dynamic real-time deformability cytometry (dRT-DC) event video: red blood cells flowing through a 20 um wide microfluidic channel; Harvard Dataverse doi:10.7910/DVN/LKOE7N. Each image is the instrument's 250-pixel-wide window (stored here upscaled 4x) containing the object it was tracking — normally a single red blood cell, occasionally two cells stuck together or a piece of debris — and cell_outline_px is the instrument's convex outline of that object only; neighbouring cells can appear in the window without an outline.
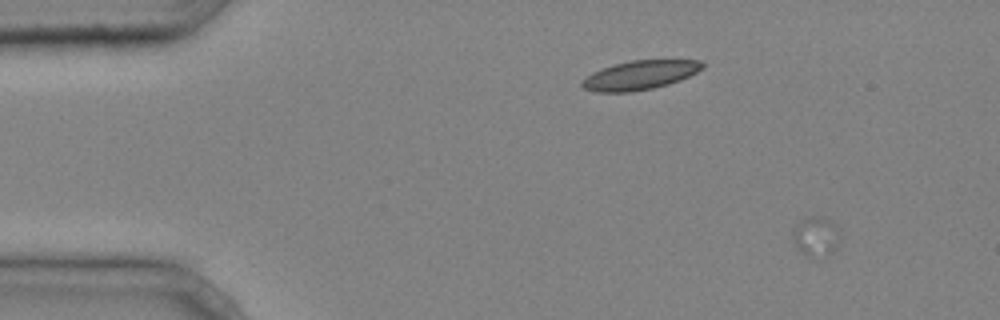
{"species": "common noctule bat (a hibernating species)", "species_latin": "Nyctalus noctula", "temperature_condition": "cold", "stored_images_in_passage": 20, "camera_frame_rate_fps": 3000, "um_per_image_px": 0.085, "animal": {"sex": "male", "body_mass_g": 20.4}, "frame": {"image": 1, "passage_image": 6, "time_ms": 1.667, "image_size_px": [1000, 320], "cell_outline_px": [[840, 236], [836, 248], [832, 252], [808, 256], [796, 248], [792, 236], [792, 228], [800, 220], [808, 216], [824, 216], [832, 220], [840, 228]], "centroid_in_image_um": [69.36, 20.01], "position_along_channel_um": 15.6, "area_um2": 11.04}}